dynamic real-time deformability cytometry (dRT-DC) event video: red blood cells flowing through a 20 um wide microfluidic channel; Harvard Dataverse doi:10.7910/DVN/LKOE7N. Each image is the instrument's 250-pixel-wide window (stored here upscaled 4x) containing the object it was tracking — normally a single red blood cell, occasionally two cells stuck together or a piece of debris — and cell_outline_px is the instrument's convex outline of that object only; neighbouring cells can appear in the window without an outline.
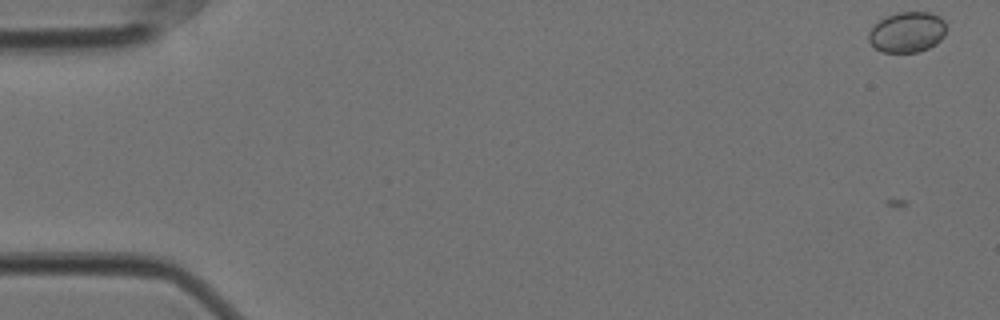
{"species": "Egyptian fruit bat (a non-hibernating species)", "species_latin": "Rousettus aegyptiacus", "temperature_condition": "cold", "stored_images_in_passage": 25, "camera_frame_rate_fps": 3000, "um_per_image_px": 0.085, "animal": {"sex": "female"}, "frame": {"image": 1, "passage_image": 4, "time_ms": 1.0, "image_size_px": [1000, 320], "cell_outline_px": [[944, 36], [936, 44], [920, 52], [880, 52], [868, 40], [868, 32], [880, 20], [888, 16], [900, 12], [928, 12], [940, 16], [944, 20]], "centroid_in_image_um": [77.11, 2.74], "position_along_channel_um": 7.9, "area_um2": 18.21}}